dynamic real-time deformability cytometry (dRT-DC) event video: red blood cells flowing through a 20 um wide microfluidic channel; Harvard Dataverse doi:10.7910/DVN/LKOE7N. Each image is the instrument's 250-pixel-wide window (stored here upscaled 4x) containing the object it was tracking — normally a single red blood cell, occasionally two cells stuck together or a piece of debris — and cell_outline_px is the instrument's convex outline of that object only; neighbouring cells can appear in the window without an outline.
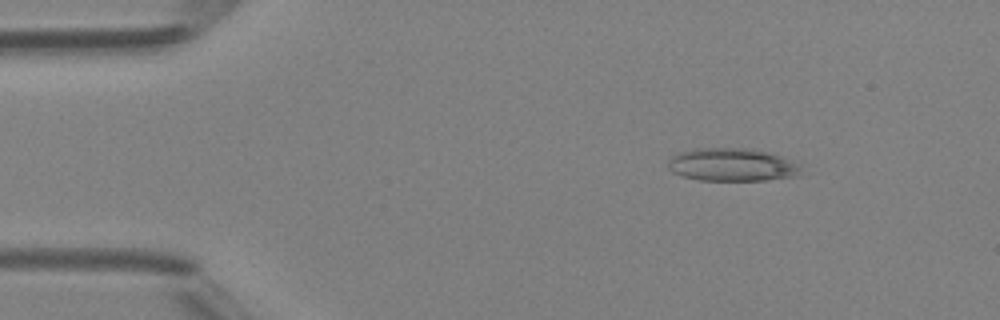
{"species": "Egyptian fruit bat (a non-hibernating species)", "species_latin": "Rousettus aegyptiacus", "temperature_condition": "room temperature", "stored_images_in_passage": 42, "camera_frame_rate_fps": 3000, "um_per_image_px": 0.085, "animal": {"sex": "female"}, "frame": {"image": 1, "passage_image": 1, "time_ms": 0.0, "image_size_px": [1000, 320], "cell_outline_px": [[800, 176], [768, 180], [700, 180], [684, 176], [672, 172], [668, 168], [668, 160], [672, 156], [680, 152], [696, 148], [744, 148], [768, 152], [780, 156], [800, 164]], "centroid_in_image_um": [62.24, 14.01], "position_along_channel_um": 22.8, "area_um2": 25.55}}
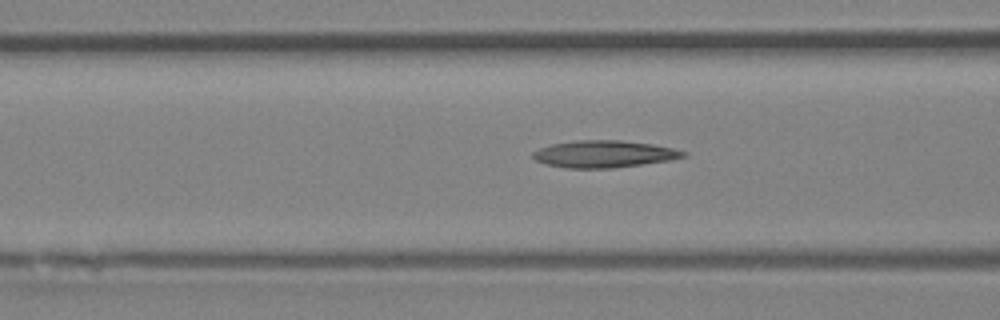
{"frame": {"image": 2, "passage_image": 13, "time_ms": 4.0, "image_size_px": [1000, 320], "cell_outline_px": [[688, 156], [672, 160], [612, 168], [564, 168], [544, 164], [536, 160], [532, 156], [532, 152], [540, 148], [552, 144], [576, 140], [620, 140], [652, 144], [672, 148], [688, 152]], "centroid_in_image_um": [51.35, 13.09], "position_along_channel_um": 115.2, "area_um2": 23.81}}
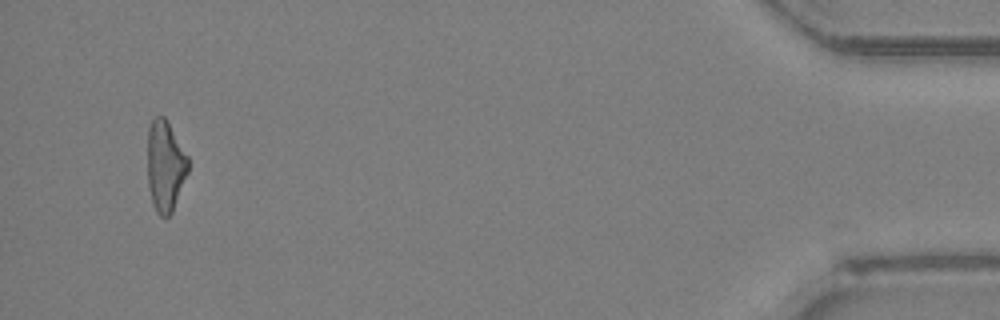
{"frame": {"image": 3, "passage_image": 40, "time_ms": 13.0, "image_size_px": [1000, 320], "cell_outline_px": [[188, 172], [172, 212], [168, 216], [160, 216], [156, 212], [152, 204], [148, 188], [148, 128], [152, 120], [156, 116], [164, 116], [188, 156]], "centroid_in_image_um": [14.04, 14.13], "position_along_channel_um": 421.2, "area_um2": 21.44}, "authors_computed_cell_mechanics": {"area_um2": 22.6865, "velocity_mm_per_s": 4.2938, "shape_relaxation_time_tau1_ms": null, "shape_relaxation_time_tau2_ms": 10.4711, "deformation_change_tau1": null, "deformation_change_tau2": 0.3123}}